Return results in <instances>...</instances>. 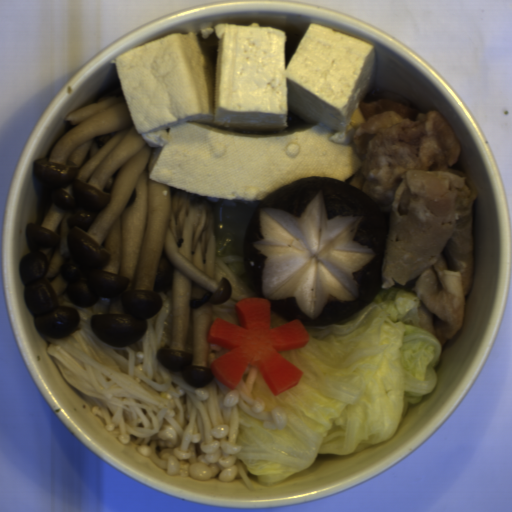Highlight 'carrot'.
Returning a JSON list of instances; mask_svg holds the SVG:
<instances>
[{
  "mask_svg": "<svg viewBox=\"0 0 512 512\" xmlns=\"http://www.w3.org/2000/svg\"><path fill=\"white\" fill-rule=\"evenodd\" d=\"M233 304L241 325L215 318L206 332L208 341L228 349L212 361V378L235 389L255 367L273 395L297 386L302 371L279 352L305 348L311 338L307 325L293 319L272 328L266 297L237 299Z\"/></svg>",
  "mask_w": 512,
  "mask_h": 512,
  "instance_id": "obj_1",
  "label": "carrot"
}]
</instances>
